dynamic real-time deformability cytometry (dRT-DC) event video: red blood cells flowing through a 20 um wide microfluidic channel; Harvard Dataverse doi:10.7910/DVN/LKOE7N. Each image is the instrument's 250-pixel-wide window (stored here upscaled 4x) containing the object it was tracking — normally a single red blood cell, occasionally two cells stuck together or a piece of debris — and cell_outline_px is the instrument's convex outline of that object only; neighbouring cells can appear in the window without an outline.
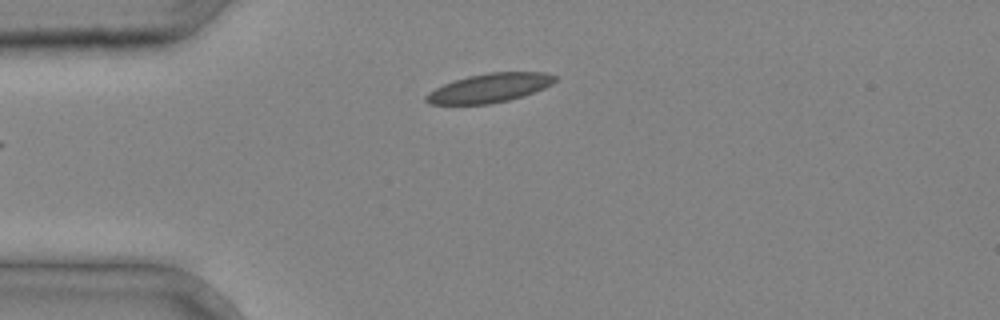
{"species": "common noctule bat (a hibernating species)", "species_latin": "Nyctalus noctula", "temperature_condition": "cold", "stored_images_in_passage": 5, "camera_frame_rate_fps": 3000, "um_per_image_px": 0.085, "animal": {"sex": "male", "body_mass_g": 20.4}, "frame": {"image": 1, "passage_image": 5, "time_ms": 1.333, "image_size_px": [1000, 320], "cell_outline_px": [[556, 80], [552, 84], [544, 88], [508, 100], [488, 104], [428, 104], [424, 100], [424, 96], [428, 92], [444, 84], [468, 76], [488, 72], [544, 72], [556, 76]], "centroid_in_image_um": [41.58, 7.47], "position_along_channel_um": 43.4, "area_um2": 21.56}}